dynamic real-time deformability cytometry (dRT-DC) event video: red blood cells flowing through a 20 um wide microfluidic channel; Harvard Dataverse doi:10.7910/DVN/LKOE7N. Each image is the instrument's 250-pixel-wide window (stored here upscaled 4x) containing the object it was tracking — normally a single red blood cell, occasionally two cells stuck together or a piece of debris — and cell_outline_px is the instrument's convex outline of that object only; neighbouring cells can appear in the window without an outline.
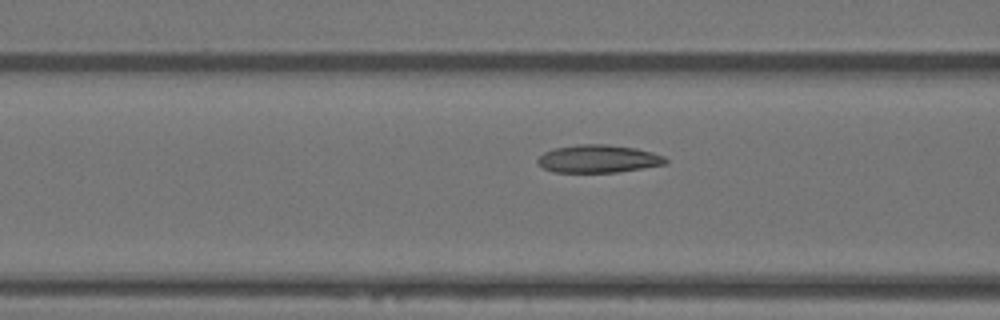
{"species": "Egyptian fruit bat (a non-hibernating species)", "species_latin": "Rousettus aegyptiacus", "temperature_condition": "warm", "stored_images_in_passage": 13, "camera_frame_rate_fps": 3000, "um_per_image_px": 0.085, "animal": {"sex": "female"}, "frame": {"image": 1, "passage_image": 11, "time_ms": 3.333, "image_size_px": [1000, 320], "cell_outline_px": [[668, 164], [616, 172], [552, 172], [536, 164], [536, 160], [544, 152], [552, 148], [576, 144], [608, 144], [636, 148], [652, 152], [664, 156], [668, 160]], "centroid_in_image_um": [50.83, 13.49], "position_along_channel_um": 115.8, "area_um2": 20.98}}